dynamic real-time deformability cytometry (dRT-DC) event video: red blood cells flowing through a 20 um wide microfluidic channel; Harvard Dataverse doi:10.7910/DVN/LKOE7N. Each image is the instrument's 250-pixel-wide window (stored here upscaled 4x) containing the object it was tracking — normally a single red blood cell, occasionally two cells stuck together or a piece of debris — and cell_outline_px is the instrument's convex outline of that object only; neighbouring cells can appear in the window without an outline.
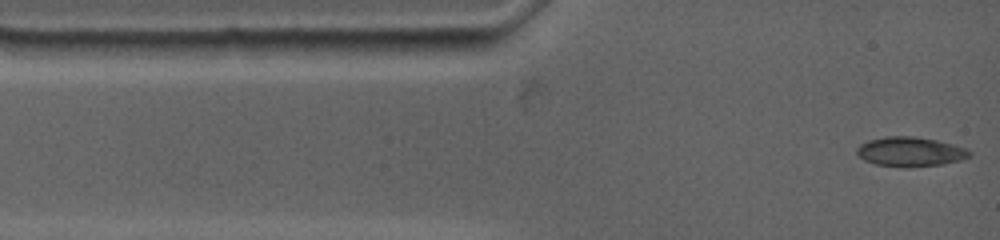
{"species": "common noctule bat (a hibernating species)", "species_latin": "Nyctalus noctula", "temperature_condition": "warm", "stored_images_in_passage": 54, "camera_frame_rate_fps": 4500, "um_per_image_px": 0.085, "animal": {"sex": "female", "body_mass_g": 19.0, "forearm_length_mm": 53.3}, "frame": {"image": 1, "passage_image": 1, "time_ms": 0.0, "image_size_px": [1000, 240], "cell_outline_px": [[972, 156], [964, 160], [940, 164], [904, 168], [876, 164], [864, 160], [856, 152], [856, 148], [860, 144], [868, 140], [888, 136], [916, 136], [936, 140], [968, 148], [972, 152]], "centroid_in_image_um": [77.41, 12.9], "position_along_channel_um": 7.6, "area_um2": 19.59}}
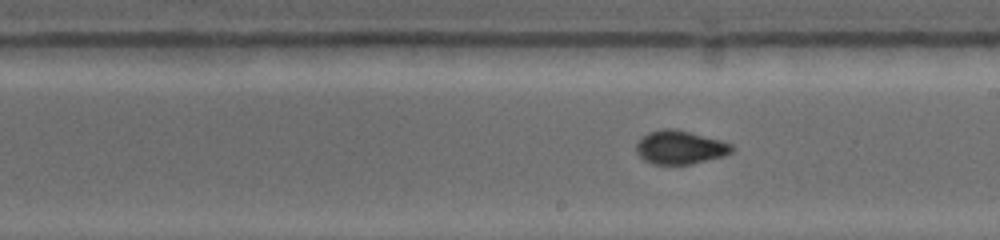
{"frame": {"image": 2, "passage_image": 23, "time_ms": 7.111, "image_size_px": [1000, 240], "cell_outline_px": [[736, 148], [732, 152], [724, 156], [692, 164], [652, 164], [644, 160], [636, 152], [636, 140], [648, 132], [664, 128], [676, 128], [720, 140], [732, 144]], "centroid_in_image_um": [57.79, 12.52], "position_along_channel_um": 231.2, "area_um2": 18.96}}
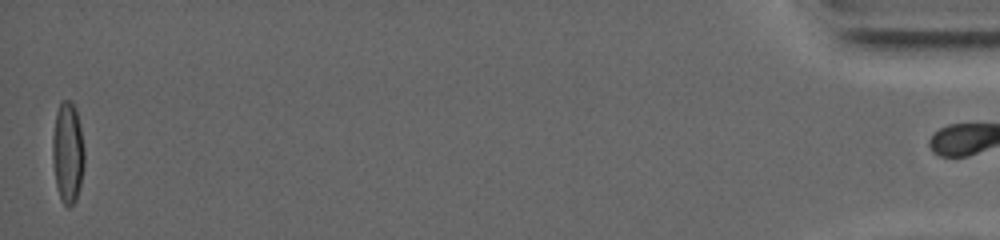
{"frame": {"image": 3, "passage_image": 53, "time_ms": 16.889, "image_size_px": [1000, 240], "cell_outline_px": [[84, 164], [80, 184], [76, 200], [68, 208], [64, 204], [60, 196], [56, 184], [52, 156], [52, 136], [56, 112], [60, 100], [72, 100], [76, 108], [80, 128], [84, 152]], "centroid_in_image_um": [5.74, 12.91], "position_along_channel_um": 429.5, "area_um2": 18.73}}